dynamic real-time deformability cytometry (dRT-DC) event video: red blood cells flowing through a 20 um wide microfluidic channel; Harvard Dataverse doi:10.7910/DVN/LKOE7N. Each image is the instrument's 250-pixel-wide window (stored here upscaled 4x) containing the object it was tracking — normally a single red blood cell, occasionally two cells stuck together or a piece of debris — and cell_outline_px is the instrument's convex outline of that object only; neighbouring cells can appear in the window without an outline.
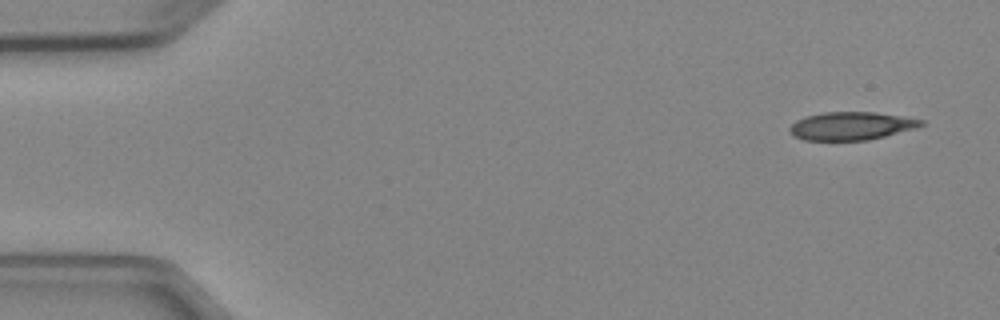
{"species": "Egyptian fruit bat (a non-hibernating species)", "species_latin": "Rousettus aegyptiacus", "temperature_condition": "cold", "stored_images_in_passage": 6, "camera_frame_rate_fps": 3000, "um_per_image_px": 0.085, "animal": {"sex": "female"}, "frame": {"image": 1, "passage_image": 1, "time_ms": 0.0, "image_size_px": [1000, 320], "cell_outline_px": [[924, 124], [916, 128], [868, 140], [804, 140], [796, 136], [788, 128], [796, 120], [804, 116], [824, 112], [876, 112], [924, 120]], "centroid_in_image_um": [72.35, 10.69], "position_along_channel_um": 12.6, "area_um2": 21.33}}